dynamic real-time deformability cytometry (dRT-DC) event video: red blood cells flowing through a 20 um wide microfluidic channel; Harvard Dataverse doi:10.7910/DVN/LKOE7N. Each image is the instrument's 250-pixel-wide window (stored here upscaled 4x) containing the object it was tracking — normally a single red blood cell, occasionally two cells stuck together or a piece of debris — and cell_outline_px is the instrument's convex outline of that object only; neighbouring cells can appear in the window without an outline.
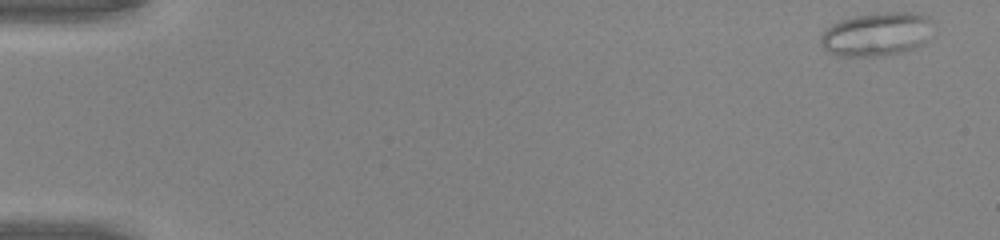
{"species": "common noctule bat (a hibernating species)", "species_latin": "Nyctalus noctula", "temperature_condition": "warm", "stored_images_in_passage": 48, "camera_frame_rate_fps": 3000, "um_per_image_px": 0.085, "animal": {"sex": "male", "body_mass_g": 20.0, "forearm_length_mm": 53.3}, "frame": {"image": 1, "passage_image": 1, "time_ms": 0.0, "image_size_px": [1000, 240], "cell_outline_px": [[932, 36], [920, 48], [904, 52], [884, 56], [840, 56], [828, 52], [820, 44], [820, 36], [832, 24], [840, 20], [856, 16], [888, 12], [912, 12], [928, 16], [932, 20]], "centroid_in_image_um": [74.59, 2.92], "position_along_channel_um": 10.4, "area_um2": 29.07}}
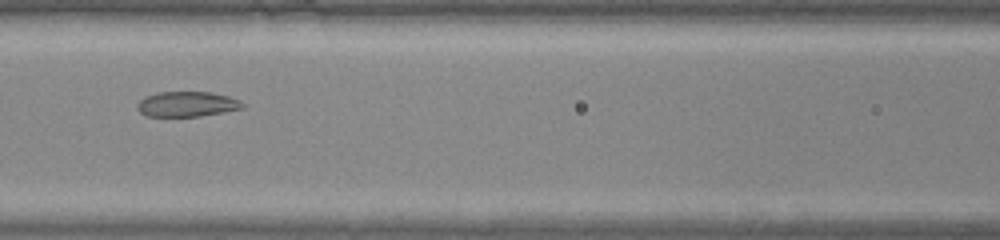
{"frame": {"image": 2, "passage_image": 22, "time_ms": 7.0, "image_size_px": [1000, 240], "cell_outline_px": [[244, 108], [200, 116], [148, 116], [140, 112], [136, 108], [136, 104], [144, 96], [156, 92], [212, 92], [228, 96], [240, 100], [244, 104]], "centroid_in_image_um": [15.87, 8.84], "position_along_channel_um": 150.7, "area_um2": 15.49}}
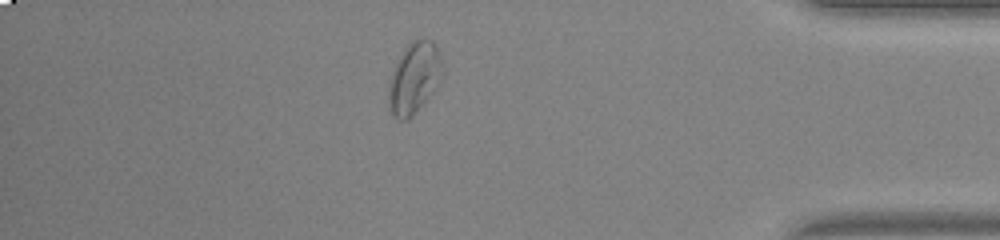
{"frame": {"image": 3, "passage_image": 42, "time_ms": 13.667, "image_size_px": [1000, 240], "cell_outline_px": [[444, 72], [440, 80], [432, 92], [412, 116], [408, 120], [400, 120], [392, 112], [388, 100], [388, 80], [400, 56], [408, 44], [412, 40], [432, 40], [440, 56]], "centroid_in_image_um": [35.2, 6.63], "position_along_channel_um": 400.0, "area_um2": 21.91}, "authors_computed_cell_mechanics": {"area_um2": 20.0566, "velocity_mm_per_s": 4.2194, "shape_relaxation_time_tau1_ms": null, "shape_relaxation_time_tau2_ms": 1.9028, "deformation_change_tau1": null, "deformation_change_tau2": 0.0684}}